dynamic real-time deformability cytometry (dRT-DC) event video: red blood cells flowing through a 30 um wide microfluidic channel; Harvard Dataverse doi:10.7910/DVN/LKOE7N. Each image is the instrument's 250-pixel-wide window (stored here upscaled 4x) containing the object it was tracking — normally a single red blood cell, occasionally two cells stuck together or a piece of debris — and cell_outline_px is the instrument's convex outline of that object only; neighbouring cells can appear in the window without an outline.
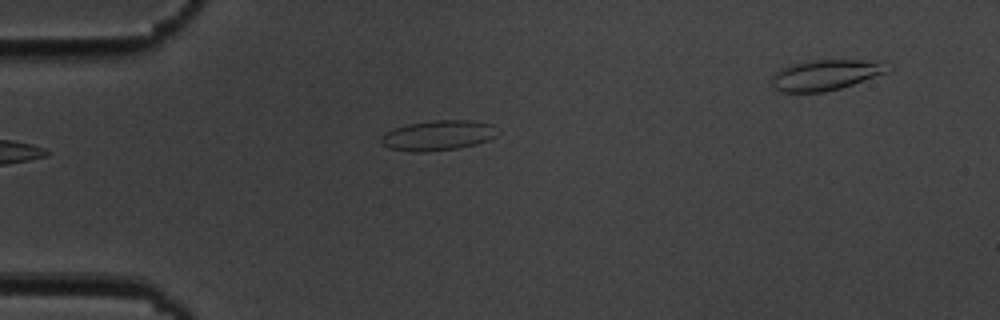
{"species": "common noctule bat (a hibernating species)", "species_latin": "Nyctalus noctula", "temperature_condition": "cold", "stored_images_in_passage": 5, "camera_frame_rate_fps": 3000, "um_per_image_px": 0.085, "animal": {"sex": "male", "body_mass_g": 19.5, "forearm_length_mm": 54.6}, "frame": {"image": 1, "passage_image": 5, "time_ms": 4.667, "image_size_px": [1000, 320], "cell_outline_px": [[496, 136], [488, 140], [476, 144], [460, 148], [424, 152], [412, 152], [388, 148], [380, 140], [380, 136], [384, 132], [392, 128], [408, 124], [432, 120], [472, 120], [492, 124]], "centroid_in_image_um": [37.18, 11.51], "position_along_channel_um": 47.8, "area_um2": 20.52}}